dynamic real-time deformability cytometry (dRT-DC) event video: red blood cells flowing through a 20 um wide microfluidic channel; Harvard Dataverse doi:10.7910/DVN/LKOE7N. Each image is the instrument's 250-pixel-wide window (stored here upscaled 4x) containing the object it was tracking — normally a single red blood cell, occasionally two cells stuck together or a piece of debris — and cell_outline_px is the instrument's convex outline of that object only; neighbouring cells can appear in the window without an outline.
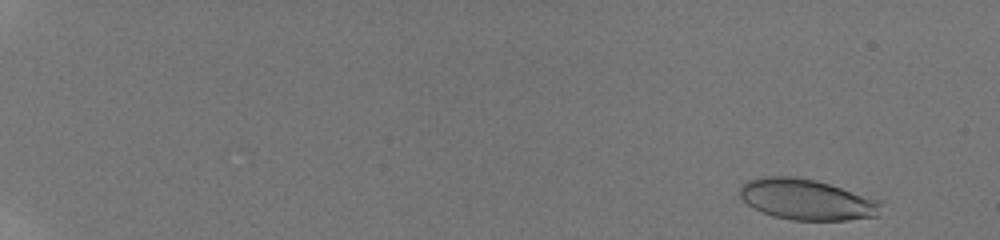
{"species": "human", "species_latin": "Homo sapiens", "temperature_condition": "room temperature", "stored_images_in_passage": 23, "camera_frame_rate_fps": 3000, "um_per_image_px": 0.085, "donor": {"sex": "male"}, "frame": {"image": 1, "passage_image": 4, "time_ms": 0.667, "image_size_px": [1000, 240], "cell_outline_px": [[880, 216], [848, 220], [792, 220], [772, 216], [748, 204], [740, 196], [740, 188], [748, 180], [764, 176], [792, 176], [816, 180], [876, 200], [880, 204]], "centroid_in_image_um": [68.54, 16.97], "position_along_channel_um": 16.5, "area_um2": 33.0}}
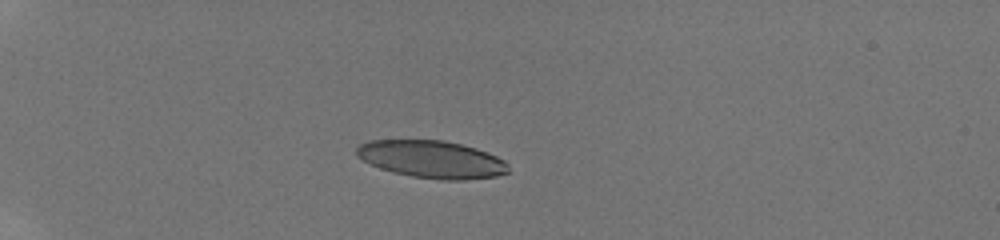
{"frame": {"image": 2, "passage_image": 19, "time_ms": 5.0, "image_size_px": [1000, 240], "cell_outline_px": [[508, 172], [496, 176], [464, 180], [440, 180], [412, 176], [392, 172], [380, 168], [356, 156], [356, 148], [360, 144], [368, 140], [444, 140], [476, 148], [496, 156], [504, 160], [508, 164]], "centroid_in_image_um": [36.7, 13.54], "position_along_channel_um": 48.3, "area_um2": 33.06}}